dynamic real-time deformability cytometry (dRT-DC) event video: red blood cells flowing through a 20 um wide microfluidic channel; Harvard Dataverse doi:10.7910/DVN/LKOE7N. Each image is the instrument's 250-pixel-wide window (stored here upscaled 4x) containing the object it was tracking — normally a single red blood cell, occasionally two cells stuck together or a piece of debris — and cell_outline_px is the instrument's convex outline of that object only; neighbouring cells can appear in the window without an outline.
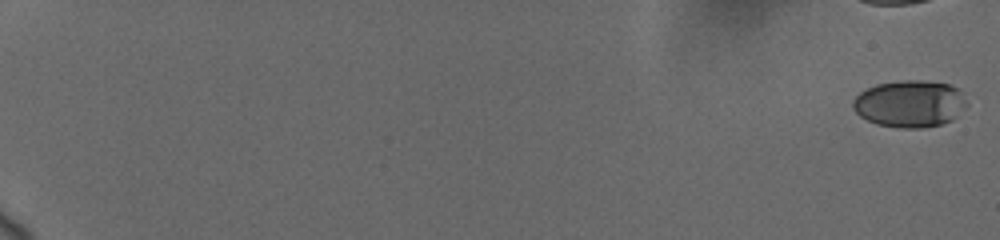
{"species": "human", "species_latin": "Homo sapiens", "temperature_condition": "cold", "stored_images_in_passage": 45, "camera_frame_rate_fps": 3000, "um_per_image_px": 0.085, "donor": {"sex": "female"}, "frame": {"image": 1, "passage_image": 1, "time_ms": 0.0, "image_size_px": [1000, 240], "cell_outline_px": [[956, 96], [952, 120], [940, 124], [924, 128], [900, 128], [876, 124], [860, 116], [852, 108], [852, 100], [860, 92], [876, 84], [900, 80], [920, 80], [948, 84], [956, 88]], "centroid_in_image_um": [77.08, 8.82], "position_along_channel_um": 7.9, "area_um2": 29.59}}